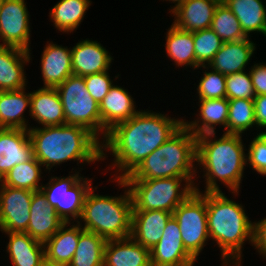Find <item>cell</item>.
<instances>
[{"instance_id": "1", "label": "cell", "mask_w": 266, "mask_h": 266, "mask_svg": "<svg viewBox=\"0 0 266 266\" xmlns=\"http://www.w3.org/2000/svg\"><path fill=\"white\" fill-rule=\"evenodd\" d=\"M183 118H172L147 108L113 126L102 141V161L107 160L108 154L114 157L107 169L116 168L111 179H124L131 174L184 125Z\"/></svg>"}, {"instance_id": "2", "label": "cell", "mask_w": 266, "mask_h": 266, "mask_svg": "<svg viewBox=\"0 0 266 266\" xmlns=\"http://www.w3.org/2000/svg\"><path fill=\"white\" fill-rule=\"evenodd\" d=\"M246 143L242 135L215 133L197 136L196 174H203L205 190H200V180L194 185L196 192H222L220 184L225 186L232 198L239 196L244 170L247 169ZM198 169H200L198 171ZM202 172V173H201ZM219 182V184H218ZM221 182V183H220Z\"/></svg>"}, {"instance_id": "3", "label": "cell", "mask_w": 266, "mask_h": 266, "mask_svg": "<svg viewBox=\"0 0 266 266\" xmlns=\"http://www.w3.org/2000/svg\"><path fill=\"white\" fill-rule=\"evenodd\" d=\"M28 133L33 156L48 174L53 167L68 161H77V166L80 167L102 161L101 140L82 126L65 124L38 127L37 124H31Z\"/></svg>"}, {"instance_id": "4", "label": "cell", "mask_w": 266, "mask_h": 266, "mask_svg": "<svg viewBox=\"0 0 266 266\" xmlns=\"http://www.w3.org/2000/svg\"><path fill=\"white\" fill-rule=\"evenodd\" d=\"M206 209L209 237L220 250L221 266H243V246L253 245L254 230L245 206L218 192L206 193Z\"/></svg>"}, {"instance_id": "5", "label": "cell", "mask_w": 266, "mask_h": 266, "mask_svg": "<svg viewBox=\"0 0 266 266\" xmlns=\"http://www.w3.org/2000/svg\"><path fill=\"white\" fill-rule=\"evenodd\" d=\"M112 180L109 177L110 182L118 183L115 186L123 188V194L100 195L95 193L98 186H92L85 197L83 212L78 221L84 230L94 232L106 240L131 236L133 200L130 190L123 179Z\"/></svg>"}, {"instance_id": "6", "label": "cell", "mask_w": 266, "mask_h": 266, "mask_svg": "<svg viewBox=\"0 0 266 266\" xmlns=\"http://www.w3.org/2000/svg\"><path fill=\"white\" fill-rule=\"evenodd\" d=\"M197 136L183 125L123 180L196 177ZM198 176V177H197Z\"/></svg>"}, {"instance_id": "7", "label": "cell", "mask_w": 266, "mask_h": 266, "mask_svg": "<svg viewBox=\"0 0 266 266\" xmlns=\"http://www.w3.org/2000/svg\"><path fill=\"white\" fill-rule=\"evenodd\" d=\"M196 177L124 180L130 190L132 211L174 210L195 192Z\"/></svg>"}, {"instance_id": "8", "label": "cell", "mask_w": 266, "mask_h": 266, "mask_svg": "<svg viewBox=\"0 0 266 266\" xmlns=\"http://www.w3.org/2000/svg\"><path fill=\"white\" fill-rule=\"evenodd\" d=\"M74 169L75 167L66 177L61 175L49 177V181L43 184L40 189L46 196L48 204L55 208L56 213L64 222H78L80 220L85 197L93 186L91 181L93 178L84 177L80 174L83 168Z\"/></svg>"}, {"instance_id": "9", "label": "cell", "mask_w": 266, "mask_h": 266, "mask_svg": "<svg viewBox=\"0 0 266 266\" xmlns=\"http://www.w3.org/2000/svg\"><path fill=\"white\" fill-rule=\"evenodd\" d=\"M65 122L88 129L99 140L101 139V116L99 104L86 89L84 77L69 76L57 88Z\"/></svg>"}, {"instance_id": "10", "label": "cell", "mask_w": 266, "mask_h": 266, "mask_svg": "<svg viewBox=\"0 0 266 266\" xmlns=\"http://www.w3.org/2000/svg\"><path fill=\"white\" fill-rule=\"evenodd\" d=\"M177 221L186 251L197 261L210 241L206 192H194L172 213Z\"/></svg>"}, {"instance_id": "11", "label": "cell", "mask_w": 266, "mask_h": 266, "mask_svg": "<svg viewBox=\"0 0 266 266\" xmlns=\"http://www.w3.org/2000/svg\"><path fill=\"white\" fill-rule=\"evenodd\" d=\"M26 0H4L0 8V46L31 50L30 12Z\"/></svg>"}, {"instance_id": "12", "label": "cell", "mask_w": 266, "mask_h": 266, "mask_svg": "<svg viewBox=\"0 0 266 266\" xmlns=\"http://www.w3.org/2000/svg\"><path fill=\"white\" fill-rule=\"evenodd\" d=\"M33 192L0 182V231L26 232Z\"/></svg>"}, {"instance_id": "13", "label": "cell", "mask_w": 266, "mask_h": 266, "mask_svg": "<svg viewBox=\"0 0 266 266\" xmlns=\"http://www.w3.org/2000/svg\"><path fill=\"white\" fill-rule=\"evenodd\" d=\"M151 266H194L197 262L182 243L180 228L172 216L160 241L150 250Z\"/></svg>"}, {"instance_id": "14", "label": "cell", "mask_w": 266, "mask_h": 266, "mask_svg": "<svg viewBox=\"0 0 266 266\" xmlns=\"http://www.w3.org/2000/svg\"><path fill=\"white\" fill-rule=\"evenodd\" d=\"M114 57L103 45L89 38L81 39L71 48V65L73 75L85 77L108 71Z\"/></svg>"}, {"instance_id": "15", "label": "cell", "mask_w": 266, "mask_h": 266, "mask_svg": "<svg viewBox=\"0 0 266 266\" xmlns=\"http://www.w3.org/2000/svg\"><path fill=\"white\" fill-rule=\"evenodd\" d=\"M128 89L121 85L110 88L107 95L99 104L101 116V142L105 139L107 132L116 124L129 120L140 109H137L136 101Z\"/></svg>"}, {"instance_id": "16", "label": "cell", "mask_w": 266, "mask_h": 266, "mask_svg": "<svg viewBox=\"0 0 266 266\" xmlns=\"http://www.w3.org/2000/svg\"><path fill=\"white\" fill-rule=\"evenodd\" d=\"M33 157L28 130L0 128V181L16 165Z\"/></svg>"}, {"instance_id": "17", "label": "cell", "mask_w": 266, "mask_h": 266, "mask_svg": "<svg viewBox=\"0 0 266 266\" xmlns=\"http://www.w3.org/2000/svg\"><path fill=\"white\" fill-rule=\"evenodd\" d=\"M47 41L41 53L40 71L43 87L57 88L69 76L73 75L71 65V47Z\"/></svg>"}, {"instance_id": "18", "label": "cell", "mask_w": 266, "mask_h": 266, "mask_svg": "<svg viewBox=\"0 0 266 266\" xmlns=\"http://www.w3.org/2000/svg\"><path fill=\"white\" fill-rule=\"evenodd\" d=\"M30 211V220L25 233L43 243L65 223L55 208L48 204L41 190L33 192Z\"/></svg>"}, {"instance_id": "19", "label": "cell", "mask_w": 266, "mask_h": 266, "mask_svg": "<svg viewBox=\"0 0 266 266\" xmlns=\"http://www.w3.org/2000/svg\"><path fill=\"white\" fill-rule=\"evenodd\" d=\"M256 51V43L250 37L244 40L223 42L208 66L223 75L245 71Z\"/></svg>"}, {"instance_id": "20", "label": "cell", "mask_w": 266, "mask_h": 266, "mask_svg": "<svg viewBox=\"0 0 266 266\" xmlns=\"http://www.w3.org/2000/svg\"><path fill=\"white\" fill-rule=\"evenodd\" d=\"M31 54L20 48L0 46V91L29 87L24 68L32 61Z\"/></svg>"}, {"instance_id": "21", "label": "cell", "mask_w": 266, "mask_h": 266, "mask_svg": "<svg viewBox=\"0 0 266 266\" xmlns=\"http://www.w3.org/2000/svg\"><path fill=\"white\" fill-rule=\"evenodd\" d=\"M197 117L191 121L184 117V125L196 136L215 133L216 127L221 126L223 132L227 129L229 102L227 98L198 100ZM224 129H223V128Z\"/></svg>"}, {"instance_id": "22", "label": "cell", "mask_w": 266, "mask_h": 266, "mask_svg": "<svg viewBox=\"0 0 266 266\" xmlns=\"http://www.w3.org/2000/svg\"><path fill=\"white\" fill-rule=\"evenodd\" d=\"M30 118L39 127L65 125V114L56 88L38 87L31 91Z\"/></svg>"}, {"instance_id": "23", "label": "cell", "mask_w": 266, "mask_h": 266, "mask_svg": "<svg viewBox=\"0 0 266 266\" xmlns=\"http://www.w3.org/2000/svg\"><path fill=\"white\" fill-rule=\"evenodd\" d=\"M83 230L79 222H65L50 239L43 243L46 263L68 266Z\"/></svg>"}, {"instance_id": "24", "label": "cell", "mask_w": 266, "mask_h": 266, "mask_svg": "<svg viewBox=\"0 0 266 266\" xmlns=\"http://www.w3.org/2000/svg\"><path fill=\"white\" fill-rule=\"evenodd\" d=\"M103 266H151L150 249L138 244L131 236L107 240Z\"/></svg>"}, {"instance_id": "25", "label": "cell", "mask_w": 266, "mask_h": 266, "mask_svg": "<svg viewBox=\"0 0 266 266\" xmlns=\"http://www.w3.org/2000/svg\"><path fill=\"white\" fill-rule=\"evenodd\" d=\"M171 217L172 213L163 210L132 211L131 237L151 250L162 238Z\"/></svg>"}, {"instance_id": "26", "label": "cell", "mask_w": 266, "mask_h": 266, "mask_svg": "<svg viewBox=\"0 0 266 266\" xmlns=\"http://www.w3.org/2000/svg\"><path fill=\"white\" fill-rule=\"evenodd\" d=\"M221 0H187L170 15L173 24L184 31L209 29L214 12Z\"/></svg>"}, {"instance_id": "27", "label": "cell", "mask_w": 266, "mask_h": 266, "mask_svg": "<svg viewBox=\"0 0 266 266\" xmlns=\"http://www.w3.org/2000/svg\"><path fill=\"white\" fill-rule=\"evenodd\" d=\"M3 233L9 240L6 252L12 266H43L46 263L43 242L25 232H2V235Z\"/></svg>"}, {"instance_id": "28", "label": "cell", "mask_w": 266, "mask_h": 266, "mask_svg": "<svg viewBox=\"0 0 266 266\" xmlns=\"http://www.w3.org/2000/svg\"><path fill=\"white\" fill-rule=\"evenodd\" d=\"M27 89L0 91V128H30L25 116L26 111L30 116L31 92H26Z\"/></svg>"}, {"instance_id": "29", "label": "cell", "mask_w": 266, "mask_h": 266, "mask_svg": "<svg viewBox=\"0 0 266 266\" xmlns=\"http://www.w3.org/2000/svg\"><path fill=\"white\" fill-rule=\"evenodd\" d=\"M237 17L244 34L250 38L253 34L266 37L265 0H221ZM265 2V3H264Z\"/></svg>"}, {"instance_id": "30", "label": "cell", "mask_w": 266, "mask_h": 266, "mask_svg": "<svg viewBox=\"0 0 266 266\" xmlns=\"http://www.w3.org/2000/svg\"><path fill=\"white\" fill-rule=\"evenodd\" d=\"M166 30V43L163 45L166 56L174 62L176 68L190 67L193 71L196 70L193 32L181 30L173 23Z\"/></svg>"}, {"instance_id": "31", "label": "cell", "mask_w": 266, "mask_h": 266, "mask_svg": "<svg viewBox=\"0 0 266 266\" xmlns=\"http://www.w3.org/2000/svg\"><path fill=\"white\" fill-rule=\"evenodd\" d=\"M91 5V0H59L49 12L51 25L58 33L71 34L83 22Z\"/></svg>"}, {"instance_id": "32", "label": "cell", "mask_w": 266, "mask_h": 266, "mask_svg": "<svg viewBox=\"0 0 266 266\" xmlns=\"http://www.w3.org/2000/svg\"><path fill=\"white\" fill-rule=\"evenodd\" d=\"M42 170L45 171L44 167L33 156L30 160L14 166L0 182L4 186L39 191L43 185Z\"/></svg>"}, {"instance_id": "33", "label": "cell", "mask_w": 266, "mask_h": 266, "mask_svg": "<svg viewBox=\"0 0 266 266\" xmlns=\"http://www.w3.org/2000/svg\"><path fill=\"white\" fill-rule=\"evenodd\" d=\"M106 239L94 232L83 230L68 266H103Z\"/></svg>"}, {"instance_id": "34", "label": "cell", "mask_w": 266, "mask_h": 266, "mask_svg": "<svg viewBox=\"0 0 266 266\" xmlns=\"http://www.w3.org/2000/svg\"><path fill=\"white\" fill-rule=\"evenodd\" d=\"M227 129L223 133L243 135L256 129L254 100L229 99ZM250 129V130H249Z\"/></svg>"}, {"instance_id": "35", "label": "cell", "mask_w": 266, "mask_h": 266, "mask_svg": "<svg viewBox=\"0 0 266 266\" xmlns=\"http://www.w3.org/2000/svg\"><path fill=\"white\" fill-rule=\"evenodd\" d=\"M223 42L244 40L248 38L231 10L221 1L215 9L210 27Z\"/></svg>"}, {"instance_id": "36", "label": "cell", "mask_w": 266, "mask_h": 266, "mask_svg": "<svg viewBox=\"0 0 266 266\" xmlns=\"http://www.w3.org/2000/svg\"><path fill=\"white\" fill-rule=\"evenodd\" d=\"M193 41L196 70L199 66H208L223 44L221 38L211 28L194 31Z\"/></svg>"}, {"instance_id": "37", "label": "cell", "mask_w": 266, "mask_h": 266, "mask_svg": "<svg viewBox=\"0 0 266 266\" xmlns=\"http://www.w3.org/2000/svg\"><path fill=\"white\" fill-rule=\"evenodd\" d=\"M198 68L203 71V74L197 80L198 85H196L195 94L197 99L226 98V75L212 70L209 66H199Z\"/></svg>"}, {"instance_id": "38", "label": "cell", "mask_w": 266, "mask_h": 266, "mask_svg": "<svg viewBox=\"0 0 266 266\" xmlns=\"http://www.w3.org/2000/svg\"><path fill=\"white\" fill-rule=\"evenodd\" d=\"M256 94L250 71H241L226 75V98L254 100Z\"/></svg>"}, {"instance_id": "39", "label": "cell", "mask_w": 266, "mask_h": 266, "mask_svg": "<svg viewBox=\"0 0 266 266\" xmlns=\"http://www.w3.org/2000/svg\"><path fill=\"white\" fill-rule=\"evenodd\" d=\"M254 136L246 148L247 167L264 177L266 176V133L257 131V135Z\"/></svg>"}, {"instance_id": "40", "label": "cell", "mask_w": 266, "mask_h": 266, "mask_svg": "<svg viewBox=\"0 0 266 266\" xmlns=\"http://www.w3.org/2000/svg\"><path fill=\"white\" fill-rule=\"evenodd\" d=\"M120 74L115 75L114 79L110 76L109 70L84 77L85 85L87 91L90 93L91 97L98 103L103 100L107 95L110 88L113 86V80L119 79Z\"/></svg>"}, {"instance_id": "41", "label": "cell", "mask_w": 266, "mask_h": 266, "mask_svg": "<svg viewBox=\"0 0 266 266\" xmlns=\"http://www.w3.org/2000/svg\"><path fill=\"white\" fill-rule=\"evenodd\" d=\"M253 64L249 71L255 94L266 95V61Z\"/></svg>"}, {"instance_id": "42", "label": "cell", "mask_w": 266, "mask_h": 266, "mask_svg": "<svg viewBox=\"0 0 266 266\" xmlns=\"http://www.w3.org/2000/svg\"><path fill=\"white\" fill-rule=\"evenodd\" d=\"M258 255L266 259V217L254 221L253 245ZM265 257V258H264Z\"/></svg>"}, {"instance_id": "43", "label": "cell", "mask_w": 266, "mask_h": 266, "mask_svg": "<svg viewBox=\"0 0 266 266\" xmlns=\"http://www.w3.org/2000/svg\"><path fill=\"white\" fill-rule=\"evenodd\" d=\"M256 131L266 133V95H257L254 98ZM263 128V129H262Z\"/></svg>"}, {"instance_id": "44", "label": "cell", "mask_w": 266, "mask_h": 266, "mask_svg": "<svg viewBox=\"0 0 266 266\" xmlns=\"http://www.w3.org/2000/svg\"><path fill=\"white\" fill-rule=\"evenodd\" d=\"M163 1H167L169 3H173L174 5H170L171 8H169V13L171 14L173 11H175L180 5H182L184 2H186L187 0H163Z\"/></svg>"}, {"instance_id": "45", "label": "cell", "mask_w": 266, "mask_h": 266, "mask_svg": "<svg viewBox=\"0 0 266 266\" xmlns=\"http://www.w3.org/2000/svg\"><path fill=\"white\" fill-rule=\"evenodd\" d=\"M43 266H62V265H52V264H49V263H45Z\"/></svg>"}, {"instance_id": "46", "label": "cell", "mask_w": 266, "mask_h": 266, "mask_svg": "<svg viewBox=\"0 0 266 266\" xmlns=\"http://www.w3.org/2000/svg\"><path fill=\"white\" fill-rule=\"evenodd\" d=\"M3 1H4V0H0V8H1V6H2Z\"/></svg>"}]
</instances>
